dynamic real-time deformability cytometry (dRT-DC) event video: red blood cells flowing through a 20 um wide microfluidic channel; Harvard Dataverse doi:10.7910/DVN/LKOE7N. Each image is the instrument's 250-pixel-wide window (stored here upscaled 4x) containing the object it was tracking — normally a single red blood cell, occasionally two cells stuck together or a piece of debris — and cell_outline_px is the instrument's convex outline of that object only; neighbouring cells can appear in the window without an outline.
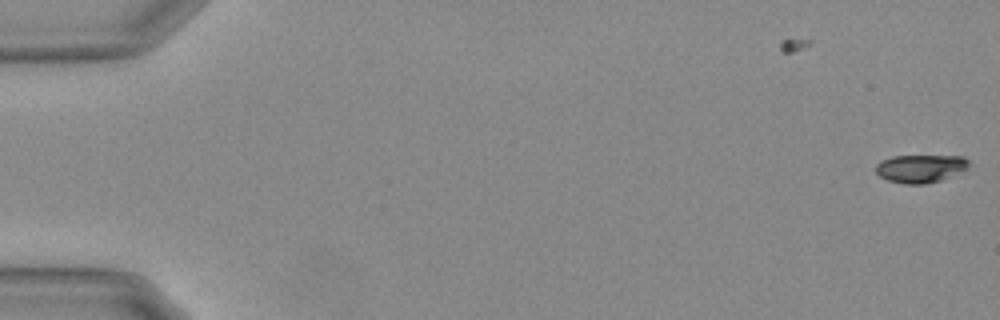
{"species": "Egyptian fruit bat (a non-hibernating species)", "species_latin": "Rousettus aegyptiacus", "temperature_condition": "warm", "stored_images_in_passage": 2, "camera_frame_rate_fps": 3000, "um_per_image_px": 0.085, "animal": {"sex": "female"}, "frame": {"image": 1, "passage_image": 2, "time_ms": 0.333, "image_size_px": [1000, 320], "cell_outline_px": [[972, 164], [940, 180], [924, 184], [904, 184], [888, 180], [880, 176], [876, 172], [876, 164], [880, 160], [892, 156], [964, 156]], "centroid_in_image_um": [78.19, 14.31], "position_along_channel_um": 6.8, "area_um2": 14.97}}